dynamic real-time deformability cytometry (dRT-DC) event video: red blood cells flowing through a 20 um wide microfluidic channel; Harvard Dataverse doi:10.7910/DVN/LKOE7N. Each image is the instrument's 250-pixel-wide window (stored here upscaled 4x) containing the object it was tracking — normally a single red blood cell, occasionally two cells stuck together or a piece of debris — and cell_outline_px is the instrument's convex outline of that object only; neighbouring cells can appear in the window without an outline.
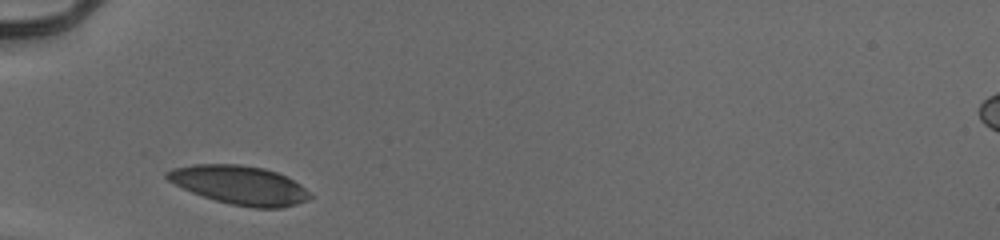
{"species": "human", "species_latin": "Homo sapiens", "temperature_condition": "cold", "stored_images_in_passage": 27, "camera_frame_rate_fps": 3000, "um_per_image_px": 0.085, "donor": {"sex": "male"}, "frame": {"image": 1, "passage_image": 1, "time_ms": 0.0, "image_size_px": [1000, 240], "cell_outline_px": [[312, 196], [308, 200], [296, 204], [280, 208], [252, 208], [228, 204], [192, 192], [168, 180], [164, 176], [164, 172], [172, 168], [192, 164], [240, 164], [264, 168], [276, 172], [300, 184], [312, 192]], "centroid_in_image_um": [20.37, 15.73], "position_along_channel_um": 64.6, "area_um2": 32.37}}
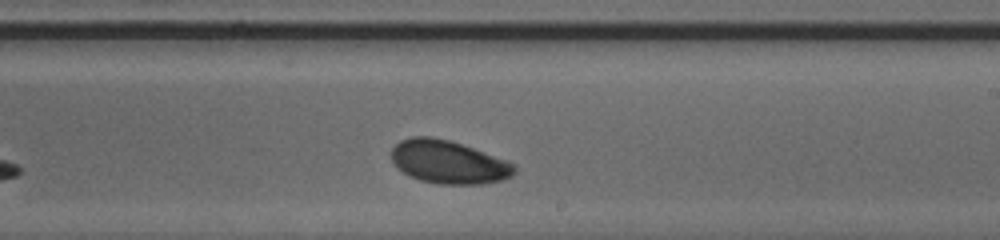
{"frame": {"image": 2, "passage_image": 16, "time_ms": 5.0, "image_size_px": [1000, 240], "cell_outline_px": [[516, 172], [512, 176], [500, 180], [484, 184], [436, 184], [420, 180], [408, 176], [396, 168], [392, 160], [392, 148], [400, 140], [412, 136], [432, 136], [448, 140], [508, 160], [516, 168]], "centroid_in_image_um": [38.09, 13.78], "position_along_channel_um": 250.9, "area_um2": 31.04}}
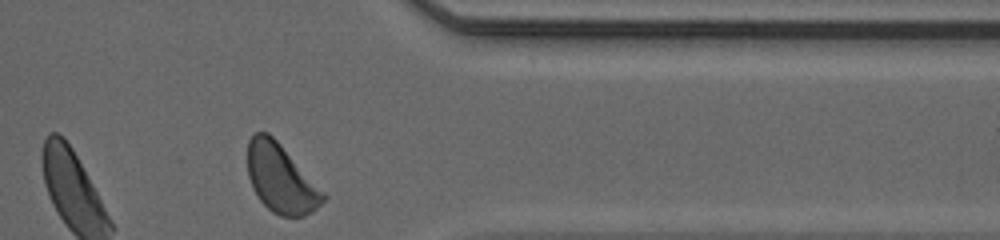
{"frame": {"image": 3, "passage_image": 27, "time_ms": 8.667, "image_size_px": [1000, 240], "cell_outline_px": [[328, 196], [312, 212], [304, 216], [280, 216], [272, 212], [260, 200], [252, 188], [248, 176], [248, 140], [256, 132], [268, 132], [280, 144]], "centroid_in_image_um": [23.86, 15.19], "position_along_channel_um": 387.5, "area_um2": 29.88}, "authors_computed_cell_mechanics": {"area_um2": 31.0964, "velocity_mm_per_s": 3.8835, "shape_relaxation_time_tau1_ms": 2.7828, "shape_relaxation_time_tau2_ms": null, "deformation_change_tau1": 0.1009, "deformation_change_tau2": null}}